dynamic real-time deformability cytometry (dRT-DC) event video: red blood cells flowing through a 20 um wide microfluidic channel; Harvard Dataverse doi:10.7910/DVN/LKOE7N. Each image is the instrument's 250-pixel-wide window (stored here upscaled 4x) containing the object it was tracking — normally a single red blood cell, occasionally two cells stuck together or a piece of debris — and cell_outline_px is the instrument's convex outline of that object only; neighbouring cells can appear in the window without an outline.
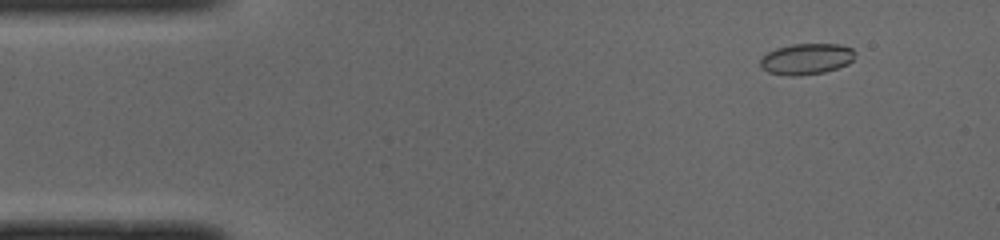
{"species": "common noctule bat (a hibernating species)", "species_latin": "Nyctalus noctula", "temperature_condition": "cold", "stored_images_in_passage": 50, "camera_frame_rate_fps": 3000, "um_per_image_px": 0.085, "animal": {"sex": "male", "body_mass_g": 19.0, "forearm_length_mm": 50.8}, "frame": {"image": 1, "passage_image": 5, "time_ms": 1.333, "image_size_px": [1000, 240], "cell_outline_px": [[852, 60], [848, 64], [824, 72], [792, 76], [768, 72], [760, 68], [760, 60], [768, 52], [776, 48], [792, 44], [840, 44], [852, 48]], "centroid_in_image_um": [68.51, 5.0], "position_along_channel_um": 16.5, "area_um2": 16.88}}
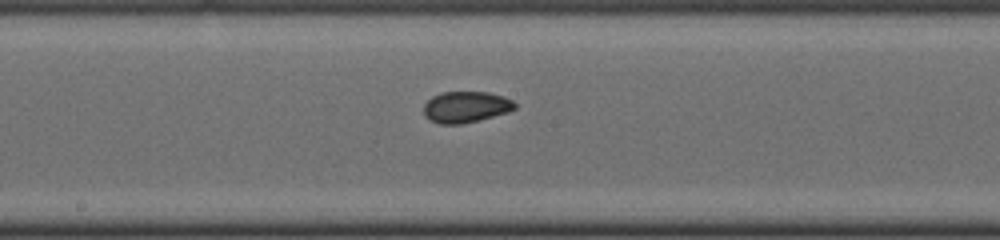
{"frame": {"image": 2, "passage_image": 26, "time_ms": 8.333, "image_size_px": [1000, 240], "cell_outline_px": [[516, 108], [508, 112], [460, 124], [440, 124], [428, 120], [424, 116], [424, 104], [432, 96], [440, 92], [488, 92], [504, 96], [512, 100], [516, 104]], "centroid_in_image_um": [39.57, 9.08], "position_along_channel_um": 208.6, "area_um2": 16.59}}
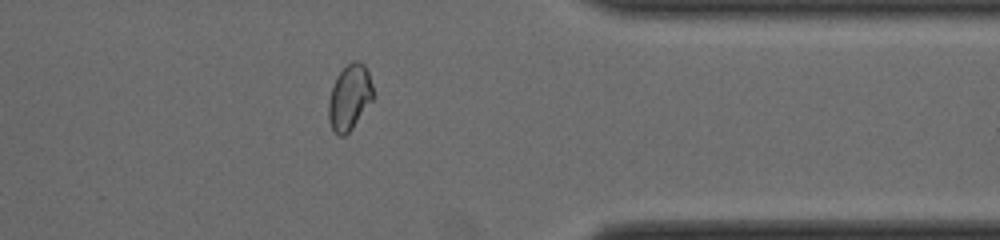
{"frame": {"image": 3, "passage_image": 40, "time_ms": 13.0, "image_size_px": [1000, 240], "cell_outline_px": [[372, 100], [352, 128], [344, 136], [340, 136], [332, 128], [328, 120], [328, 100], [336, 76], [352, 60], [360, 60], [364, 64], [368, 72], [372, 84]], "centroid_in_image_um": [29.69, 8.25], "position_along_channel_um": 381.7, "area_um2": 16.82}, "authors_computed_cell_mechanics": {"area_um2": 16.7909, "velocity_mm_per_s": 3.998, "shape_relaxation_time_tau1_ms": null, "shape_relaxation_time_tau2_ms": 1.2238, "deformation_change_tau1": null, "deformation_change_tau2": 0.0351}}